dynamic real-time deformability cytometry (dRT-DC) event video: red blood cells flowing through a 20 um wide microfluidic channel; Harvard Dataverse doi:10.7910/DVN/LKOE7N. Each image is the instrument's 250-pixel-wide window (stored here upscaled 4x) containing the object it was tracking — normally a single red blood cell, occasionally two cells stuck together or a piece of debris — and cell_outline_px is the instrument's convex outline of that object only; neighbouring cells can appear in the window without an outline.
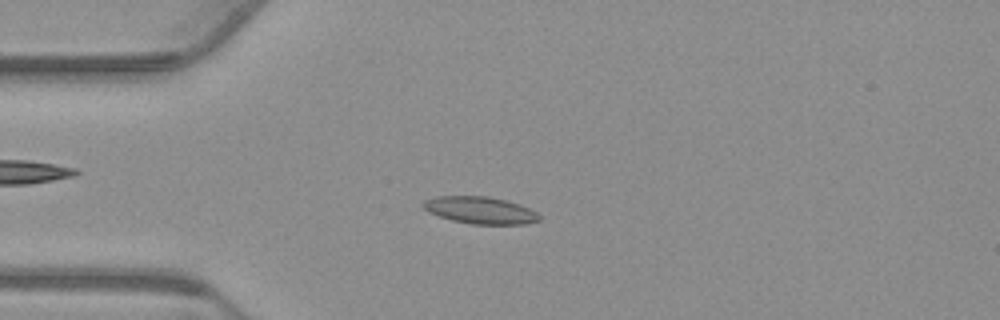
{"species": "common noctule bat (a hibernating species)", "species_latin": "Nyctalus noctula", "temperature_condition": "warm", "stored_images_in_passage": 54, "camera_frame_rate_fps": 3000, "um_per_image_px": 0.085, "animal": {"sex": "male", "body_mass_g": 23.1, "forearm_length_mm": 52.7}, "frame": {"image": 1, "passage_image": 13, "time_ms": 4.0, "image_size_px": [1000, 320], "cell_outline_px": [[540, 220], [524, 224], [472, 224], [452, 220], [428, 212], [420, 204], [424, 200], [436, 196], [488, 196], [520, 204], [536, 212], [540, 216]], "centroid_in_image_um": [40.79, 17.86], "position_along_channel_um": 44.2, "area_um2": 18.26}}
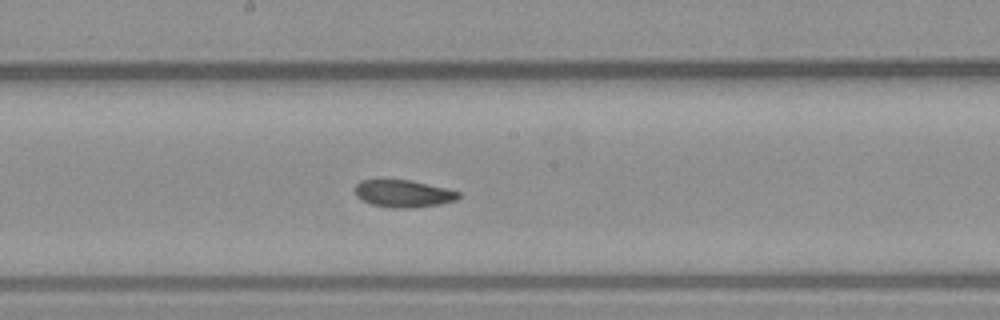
{"frame": {"image": 2, "passage_image": 28, "time_ms": 9.0, "image_size_px": [1000, 320], "cell_outline_px": [[460, 196], [456, 200], [440, 204], [412, 208], [388, 208], [372, 204], [356, 196], [356, 184], [360, 180], [412, 180], [448, 188], [460, 192]], "centroid_in_image_um": [34.32, 16.45], "position_along_channel_um": 213.9, "area_um2": 16.53}}
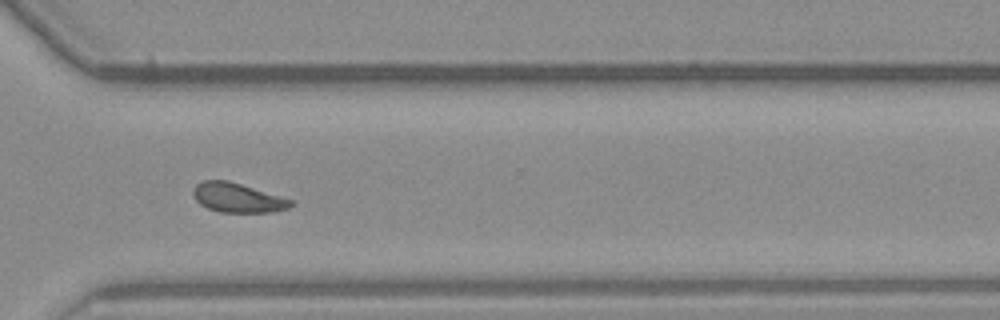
{"frame": {"image": 3, "passage_image": 39, "time_ms": 12.667, "image_size_px": [1000, 320], "cell_outline_px": [[296, 204], [288, 208], [272, 212], [220, 212], [208, 208], [200, 204], [196, 200], [192, 192], [192, 188], [196, 184], [204, 180], [228, 180], [296, 200]], "centroid_in_image_um": [20.24, 16.8], "position_along_channel_um": 350.4, "area_um2": 16.99}, "authors_computed_cell_mechanics": {"area_um2": 17.3689, "velocity_mm_per_s": 3.7258, "shape_relaxation_time_tau1_ms": null, "shape_relaxation_time_tau2_ms": 2.8997, "deformation_change_tau1": null, "deformation_change_tau2": 0.0491}}